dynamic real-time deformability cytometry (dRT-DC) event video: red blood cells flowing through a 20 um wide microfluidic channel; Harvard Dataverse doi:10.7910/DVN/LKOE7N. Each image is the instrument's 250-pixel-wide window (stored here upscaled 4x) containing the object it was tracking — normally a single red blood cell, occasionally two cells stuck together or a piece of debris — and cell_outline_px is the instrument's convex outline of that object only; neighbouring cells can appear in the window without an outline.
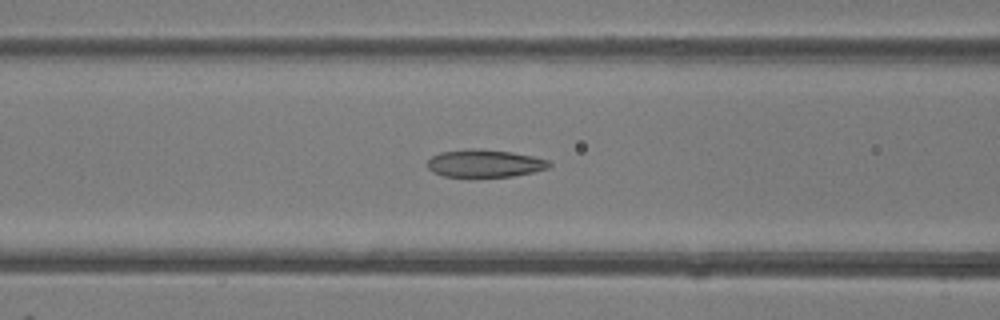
{"species": "common noctule bat (a hibernating species)", "species_latin": "Nyctalus noctula", "temperature_condition": "room temperature", "stored_images_in_passage": 27, "camera_frame_rate_fps": 3000, "um_per_image_px": 0.085, "animal": {"sex": "female"}, "frame": {"image": 1, "passage_image": 8, "time_ms": 2.333, "image_size_px": [1000, 320], "cell_outline_px": [[552, 164], [548, 168], [532, 172], [512, 176], [468, 180], [444, 176], [432, 172], [428, 168], [428, 160], [432, 156], [440, 152], [468, 148], [512, 152], [532, 156], [548, 160]], "centroid_in_image_um": [41.14, 13.93], "position_along_channel_um": 125.5, "area_um2": 20.35}}
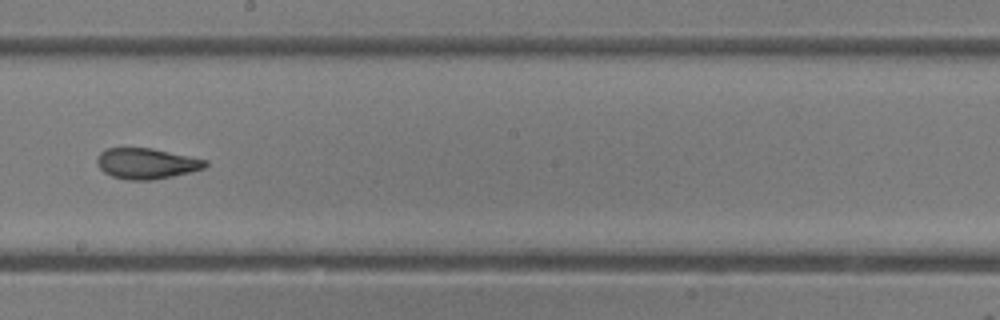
{"frame": {"image": 2, "passage_image": 16, "time_ms": 5.0, "image_size_px": [1000, 320], "cell_outline_px": [[208, 164], [204, 168], [192, 172], [152, 180], [128, 180], [112, 176], [104, 172], [96, 164], [96, 156], [100, 152], [108, 148], [152, 148], [208, 160]], "centroid_in_image_um": [12.45, 13.9], "position_along_channel_um": 235.8, "area_um2": 19.48}}
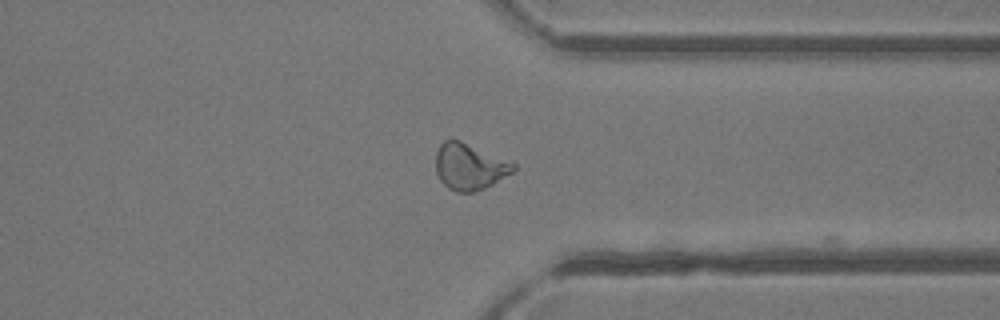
{"frame": {"image": 3, "passage_image": 26, "time_ms": 8.333, "image_size_px": [1000, 320], "cell_outline_px": [[516, 168], [512, 172], [492, 184], [484, 188], [472, 192], [456, 192], [448, 188], [440, 180], [436, 172], [436, 152], [440, 144], [444, 140], [460, 140], [516, 164]], "centroid_in_image_um": [39.88, 14.17], "position_along_channel_um": 371.5, "area_um2": 20.69}}